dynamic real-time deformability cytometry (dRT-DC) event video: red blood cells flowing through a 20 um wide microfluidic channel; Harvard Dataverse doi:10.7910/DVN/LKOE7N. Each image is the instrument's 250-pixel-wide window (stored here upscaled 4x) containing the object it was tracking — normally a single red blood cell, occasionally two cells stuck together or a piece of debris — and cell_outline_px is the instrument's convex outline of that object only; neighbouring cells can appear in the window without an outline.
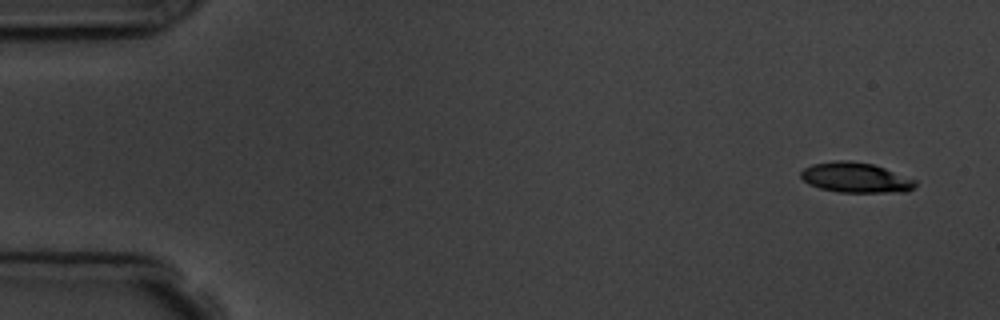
{"species": "common noctule bat (a hibernating species)", "species_latin": "Nyctalus noctula", "temperature_condition": "room temperature", "stored_images_in_passage": 5, "camera_frame_rate_fps": 3000, "um_per_image_px": 0.085, "animal": {"sex": "male", "body_mass_g": 19.5, "forearm_length_mm": 54.6}, "frame": {"image": 1, "passage_image": 1, "time_ms": 0.0, "image_size_px": [1000, 320], "cell_outline_px": [[916, 184], [908, 192], [840, 192], [820, 188], [808, 184], [800, 176], [800, 172], [804, 168], [812, 164], [836, 160], [848, 160], [872, 164], [884, 168], [916, 180]], "centroid_in_image_um": [72.71, 15.09], "position_along_channel_um": 12.3, "area_um2": 20.0}}
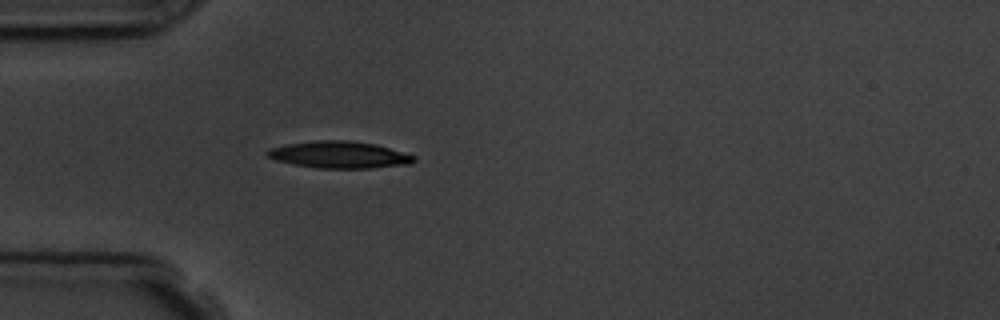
{"frame": {"image": 2, "passage_image": 5, "time_ms": 4.333, "image_size_px": [1000, 320], "cell_outline_px": [[416, 160], [408, 164], [372, 168], [316, 168], [292, 164], [276, 160], [268, 156], [264, 152], [268, 148], [288, 144], [316, 140], [348, 140], [376, 144], [416, 156]], "centroid_in_image_um": [28.82, 13.15], "position_along_channel_um": 56.2, "area_um2": 23.0}}